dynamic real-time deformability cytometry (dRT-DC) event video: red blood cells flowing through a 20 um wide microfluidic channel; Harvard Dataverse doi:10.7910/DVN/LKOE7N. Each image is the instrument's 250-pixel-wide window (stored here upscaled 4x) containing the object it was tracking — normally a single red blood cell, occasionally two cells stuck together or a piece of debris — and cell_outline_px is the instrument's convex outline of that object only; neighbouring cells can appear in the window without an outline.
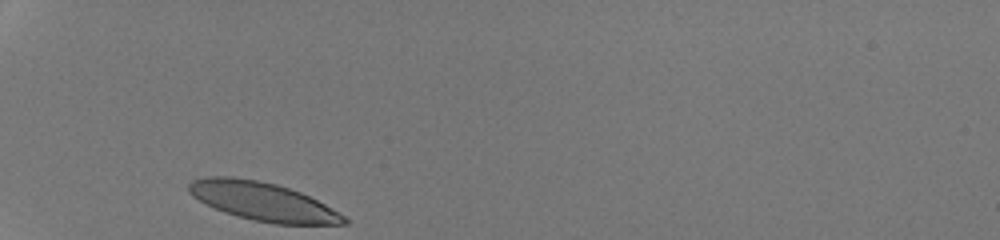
{"species": "human", "species_latin": "Homo sapiens", "temperature_condition": "room temperature", "stored_images_in_passage": 27, "camera_frame_rate_fps": 3000, "um_per_image_px": 0.085, "donor": {"sex": "male"}, "frame": {"image": 1, "passage_image": 1, "time_ms": 0.0, "image_size_px": [1000, 240], "cell_outline_px": [[348, 224], [272, 224], [252, 220], [236, 216], [224, 212], [192, 196], [188, 192], [188, 184], [192, 180], [204, 176], [232, 176], [256, 180], [276, 184], [300, 192], [324, 204], [344, 216], [348, 220]], "centroid_in_image_um": [22.3, 17.12], "position_along_channel_um": 62.7, "area_um2": 34.56}}
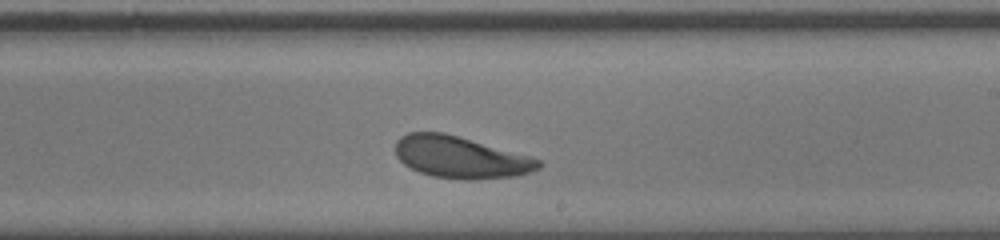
{"frame": {"image": 2, "passage_image": 16, "time_ms": 5.0, "image_size_px": [1000, 240], "cell_outline_px": [[544, 164], [540, 168], [532, 172], [516, 176], [432, 176], [420, 172], [404, 164], [396, 156], [396, 140], [400, 136], [408, 132], [444, 132], [528, 156], [540, 160]], "centroid_in_image_um": [39.1, 13.31], "position_along_channel_um": 249.9, "area_um2": 33.47}}
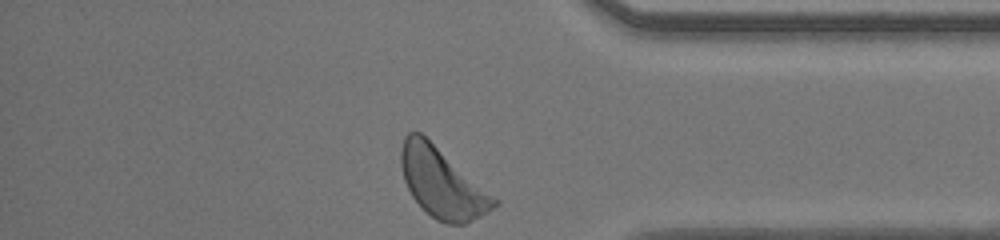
{"frame": {"image": 3, "passage_image": 27, "time_ms": 8.667, "image_size_px": [1000, 240], "cell_outline_px": [[500, 204], [488, 212], [464, 224], [448, 224], [436, 220], [412, 196], [404, 180], [400, 164], [400, 148], [404, 136], [408, 132], [420, 132], [500, 200]], "centroid_in_image_um": [37.59, 15.54], "position_along_channel_um": 397.6, "area_um2": 37.51}, "authors_computed_cell_mechanics": {"area_um2": 34.969, "velocity_mm_per_s": 4.2265, "shape_relaxation_time_tau1_ms": 1.8765, "shape_relaxation_time_tau2_ms": 3.5065, "deformation_change_tau1": 0.0983, "deformation_change_tau2": 0.1096}}